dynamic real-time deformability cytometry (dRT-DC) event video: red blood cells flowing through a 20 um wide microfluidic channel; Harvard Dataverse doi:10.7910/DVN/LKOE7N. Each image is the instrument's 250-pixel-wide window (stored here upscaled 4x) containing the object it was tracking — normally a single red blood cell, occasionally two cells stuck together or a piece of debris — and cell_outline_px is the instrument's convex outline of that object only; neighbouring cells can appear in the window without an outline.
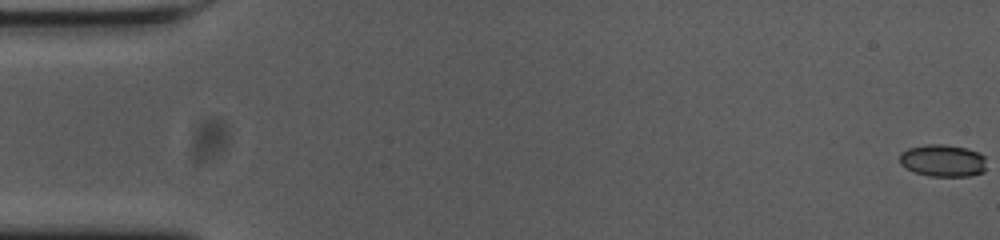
{"species": "common noctule bat (a hibernating species)", "species_latin": "Nyctalus noctula", "temperature_condition": "cold", "stored_images_in_passage": 57, "camera_frame_rate_fps": 3000, "um_per_image_px": 0.085, "animal": {"sex": "female", "body_mass_g": 23.0, "forearm_length_mm": 53.4}, "frame": {"image": 1, "passage_image": 1, "time_ms": 0.0, "image_size_px": [1000, 240], "cell_outline_px": [[984, 172], [972, 176], [928, 176], [912, 172], [900, 164], [900, 152], [908, 148], [924, 144], [944, 144], [968, 148], [980, 152], [984, 156]], "centroid_in_image_um": [80.12, 13.65], "position_along_channel_um": 4.9, "area_um2": 16.59}}
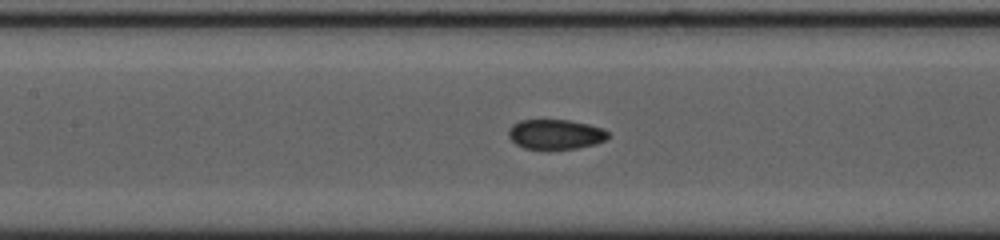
{"frame": {"image": 2, "passage_image": 26, "time_ms": 8.333, "image_size_px": [1000, 240], "cell_outline_px": [[608, 136], [604, 140], [596, 144], [576, 148], [524, 148], [516, 144], [508, 136], [508, 128], [512, 124], [520, 120], [568, 120], [588, 124], [604, 128], [608, 132]], "centroid_in_image_um": [47.2, 11.4], "position_along_channel_um": 160.2, "area_um2": 17.17}}
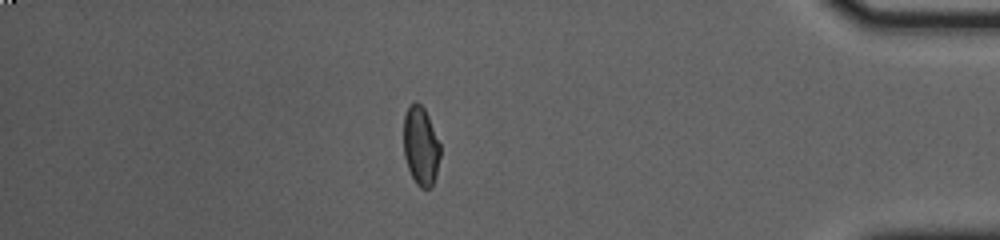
{"frame": {"image": 3, "passage_image": 49, "time_ms": 16.0, "image_size_px": [1000, 240], "cell_outline_px": [[440, 156], [436, 176], [432, 188], [420, 188], [416, 184], [408, 168], [404, 156], [404, 116], [408, 108], [416, 100], [424, 108], [428, 116], [440, 144]], "centroid_in_image_um": [35.77, 12.44], "position_along_channel_um": 399.4, "area_um2": 16.82}, "authors_computed_cell_mechanics": {"area_um2": 17.3978, "velocity_mm_per_s": 3.6586, "shape_relaxation_time_tau1_ms": 6.5905, "shape_relaxation_time_tau2_ms": 1.7706, "deformation_change_tau1": 0.1437, "deformation_change_tau2": 0.0538}}